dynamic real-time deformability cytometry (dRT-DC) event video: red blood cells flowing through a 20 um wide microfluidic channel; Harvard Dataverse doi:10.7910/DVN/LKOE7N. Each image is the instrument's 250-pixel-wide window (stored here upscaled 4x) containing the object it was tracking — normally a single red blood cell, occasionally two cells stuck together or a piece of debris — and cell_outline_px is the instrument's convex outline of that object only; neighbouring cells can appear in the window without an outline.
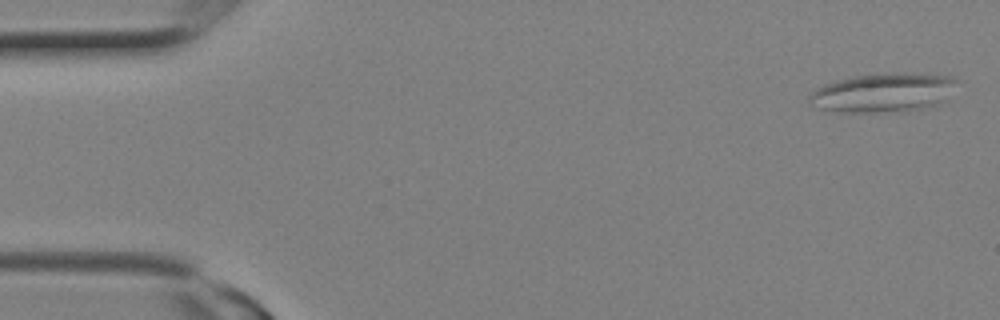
{"species": "Egyptian fruit bat (a non-hibernating species)", "species_latin": "Rousettus aegyptiacus", "temperature_condition": "room temperature", "stored_images_in_passage": 16, "camera_frame_rate_fps": 3000, "um_per_image_px": 0.085, "animal": {"sex": "female"}, "frame": {"image": 1, "passage_image": 1, "time_ms": 0.0, "image_size_px": [1000, 320], "cell_outline_px": [[960, 80], [948, 100], [940, 104], [924, 108], [904, 112], [840, 112], [820, 108], [808, 104], [808, 96], [816, 88], [824, 84], [836, 80], [852, 76], [888, 72], [952, 76]], "centroid_in_image_um": [75.12, 7.88], "position_along_channel_um": 9.9, "area_um2": 34.33}}
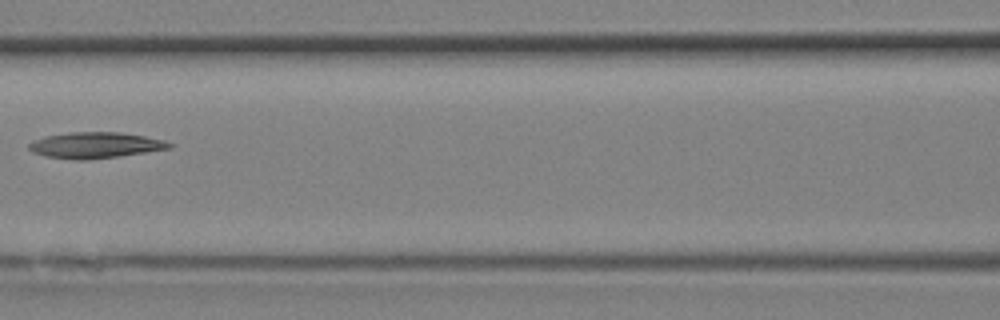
{"frame": {"image": 2, "passage_image": 11, "time_ms": 3.333, "image_size_px": [1000, 320], "cell_outline_px": [[172, 148], [120, 156], [88, 160], [76, 160], [44, 156], [32, 152], [28, 148], [28, 144], [32, 140], [44, 136], [68, 132], [120, 132], [144, 136], [164, 140], [172, 144]], "centroid_in_image_um": [8.06, 12.34], "position_along_channel_um": 158.5, "area_um2": 21.44}}
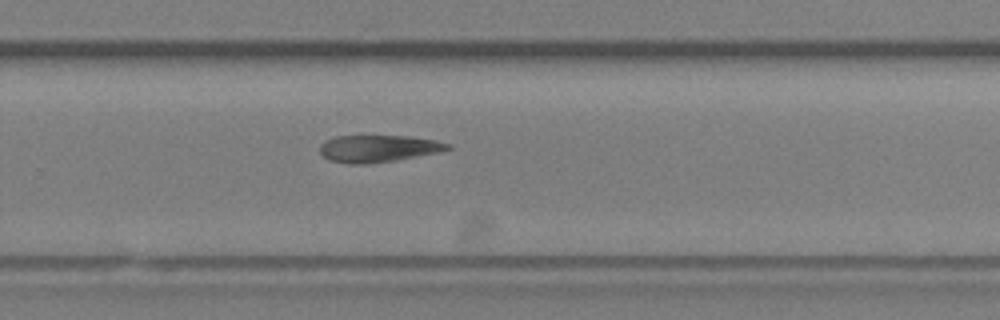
{"frame": {"image": 3, "passage_image": 16, "time_ms": 5.0, "image_size_px": [1000, 320], "cell_outline_px": [[452, 148], [436, 152], [396, 160], [364, 164], [348, 164], [328, 160], [320, 152], [320, 144], [336, 136], [408, 136], [436, 140], [452, 144]], "centroid_in_image_um": [32.14, 12.62], "position_along_channel_um": 297.7, "area_um2": 20.0}}